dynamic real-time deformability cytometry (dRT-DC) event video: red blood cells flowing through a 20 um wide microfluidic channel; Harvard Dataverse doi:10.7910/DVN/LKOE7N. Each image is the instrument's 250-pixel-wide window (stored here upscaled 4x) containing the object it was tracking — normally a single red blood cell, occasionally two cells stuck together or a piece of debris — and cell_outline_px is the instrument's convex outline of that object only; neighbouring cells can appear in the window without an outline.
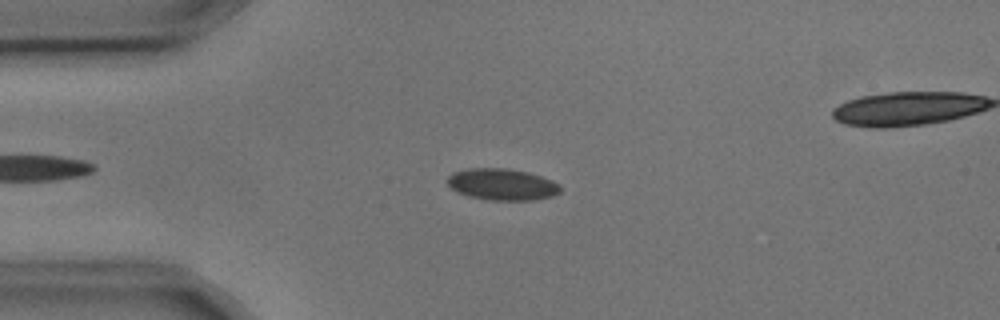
{"species": "common noctule bat (a hibernating species)", "species_latin": "Nyctalus noctula", "temperature_condition": "cold", "stored_images_in_passage": 6, "camera_frame_rate_fps": 3000, "um_per_image_px": 0.085, "animal": {"sex": "male", "body_mass_g": 17.9, "forearm_length_mm": 54.2}, "frame": {"image": 1, "passage_image": 4, "time_ms": 1.0, "image_size_px": [1000, 320], "cell_outline_px": [[560, 192], [552, 196], [532, 200], [492, 200], [468, 196], [452, 188], [444, 180], [452, 172], [468, 168], [508, 168], [528, 172], [552, 180], [560, 184]], "centroid_in_image_um": [42.66, 15.66], "position_along_channel_um": 42.3, "area_um2": 20.81}}